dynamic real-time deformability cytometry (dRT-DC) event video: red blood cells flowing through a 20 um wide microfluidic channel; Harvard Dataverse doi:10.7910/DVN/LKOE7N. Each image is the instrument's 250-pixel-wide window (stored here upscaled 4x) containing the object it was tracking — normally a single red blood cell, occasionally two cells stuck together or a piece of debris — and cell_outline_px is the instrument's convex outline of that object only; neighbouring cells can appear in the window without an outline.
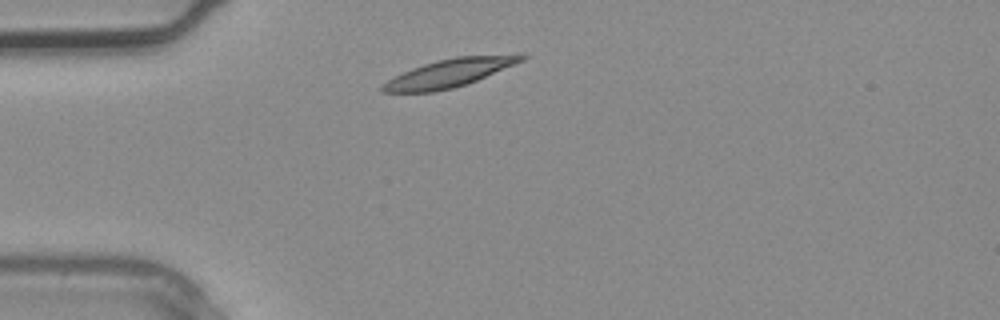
{"species": "common noctule bat (a hibernating species)", "species_latin": "Nyctalus noctula", "temperature_condition": "warm", "stored_images_in_passage": 1, "camera_frame_rate_fps": 3000, "um_per_image_px": 0.085, "animal": {"sex": "male", "body_mass_g": 20.4}, "frame": {"image": 1, "passage_image": 1, "time_ms": 0.0, "image_size_px": [1000, 320], "cell_outline_px": [[528, 56], [524, 60], [476, 80], [452, 88], [432, 92], [380, 92], [380, 88], [388, 80], [412, 68], [424, 64], [456, 56], [516, 52], [524, 52]], "centroid_in_image_um": [38.32, 6.16], "position_along_channel_um": 46.7, "area_um2": 22.83}}